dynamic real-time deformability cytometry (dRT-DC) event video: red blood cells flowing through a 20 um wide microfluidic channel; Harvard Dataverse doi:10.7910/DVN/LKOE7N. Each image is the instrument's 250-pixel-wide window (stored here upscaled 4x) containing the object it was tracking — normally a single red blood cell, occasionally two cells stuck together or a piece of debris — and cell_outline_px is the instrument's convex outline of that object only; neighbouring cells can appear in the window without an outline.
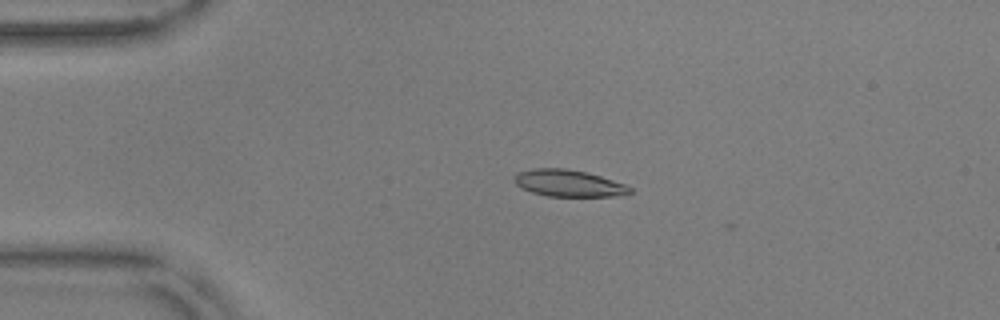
{"species": "common noctule bat (a hibernating species)", "species_latin": "Nyctalus noctula", "temperature_condition": "warm", "stored_images_in_passage": 6, "camera_frame_rate_fps": 3000, "um_per_image_px": 0.085, "animal": {"sex": "male", "body_mass_g": 17.9, "forearm_length_mm": 54.2}, "frame": {"image": 1, "passage_image": 3, "time_ms": 0.667, "image_size_px": [1000, 320], "cell_outline_px": [[632, 192], [624, 196], [548, 196], [532, 192], [520, 188], [512, 180], [516, 172], [536, 168], [564, 168], [588, 172], [624, 184], [632, 188]], "centroid_in_image_um": [48.31, 15.57], "position_along_channel_um": 36.7, "area_um2": 18.21}}